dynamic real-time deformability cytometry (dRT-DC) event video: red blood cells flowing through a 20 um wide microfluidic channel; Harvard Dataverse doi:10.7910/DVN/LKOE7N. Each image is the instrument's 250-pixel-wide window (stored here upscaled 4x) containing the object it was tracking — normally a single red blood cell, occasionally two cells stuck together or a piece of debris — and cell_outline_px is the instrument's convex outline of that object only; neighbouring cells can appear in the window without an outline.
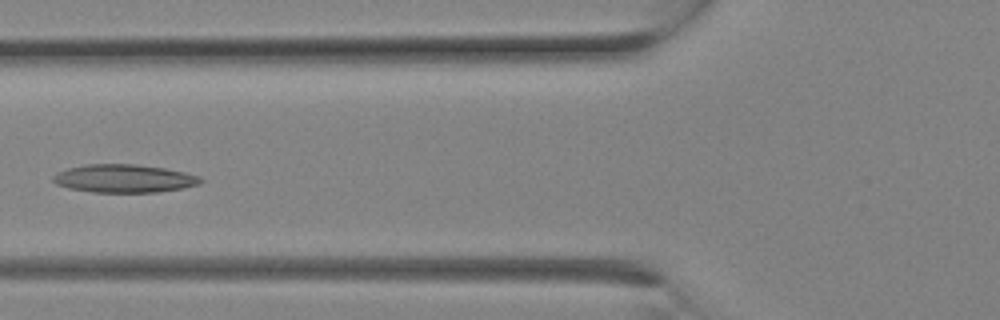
{"species": "Egyptian fruit bat (a non-hibernating species)", "species_latin": "Rousettus aegyptiacus", "temperature_condition": "room temperature", "stored_images_in_passage": 14, "camera_frame_rate_fps": 3000, "um_per_image_px": 0.085, "animal": {"sex": "female"}, "frame": {"image": 1, "passage_image": 10, "time_ms": 3.0, "image_size_px": [1000, 320], "cell_outline_px": [[204, 180], [200, 184], [184, 188], [156, 192], [92, 192], [68, 188], [56, 184], [52, 180], [52, 176], [56, 172], [68, 168], [84, 164], [136, 164], [164, 168], [184, 172], [200, 176]], "centroid_in_image_um": [10.54, 15.17], "position_along_channel_um": 115.3, "area_um2": 24.33}}
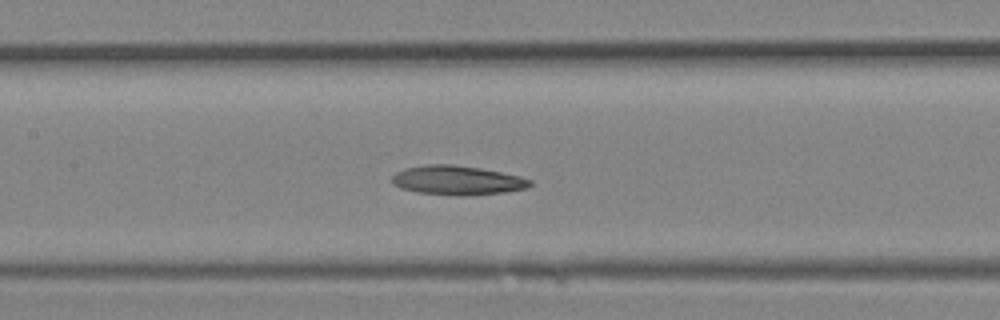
{"frame": {"image": 2, "passage_image": 12, "time_ms": 3.667, "image_size_px": [1000, 320], "cell_outline_px": [[532, 184], [528, 188], [504, 192], [416, 192], [400, 188], [392, 184], [392, 176], [396, 172], [404, 168], [428, 164], [452, 164], [480, 168], [520, 176], [532, 180]], "centroid_in_image_um": [38.83, 15.26], "position_along_channel_um": 168.6, "area_um2": 22.31}}
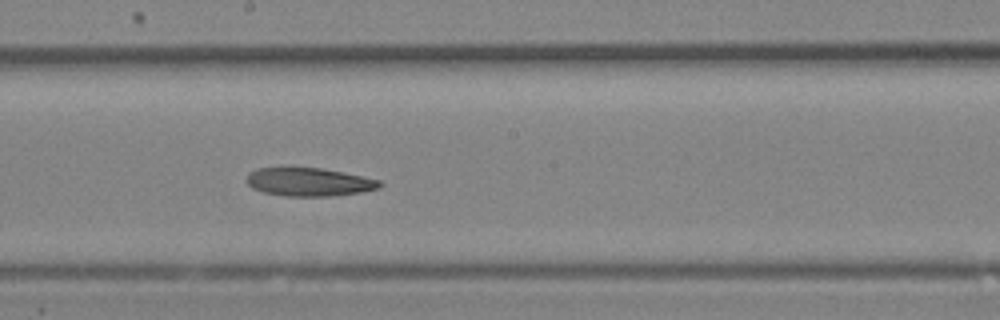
{"frame": {"image": 3, "passage_image": 14, "time_ms": 4.333, "image_size_px": [1000, 320], "cell_outline_px": [[384, 184], [380, 188], [360, 192], [332, 196], [284, 196], [264, 192], [252, 188], [244, 180], [248, 172], [256, 168], [288, 164], [320, 168], [380, 180]], "centroid_in_image_um": [26.15, 15.42], "position_along_channel_um": 222.0, "area_um2": 22.83}}